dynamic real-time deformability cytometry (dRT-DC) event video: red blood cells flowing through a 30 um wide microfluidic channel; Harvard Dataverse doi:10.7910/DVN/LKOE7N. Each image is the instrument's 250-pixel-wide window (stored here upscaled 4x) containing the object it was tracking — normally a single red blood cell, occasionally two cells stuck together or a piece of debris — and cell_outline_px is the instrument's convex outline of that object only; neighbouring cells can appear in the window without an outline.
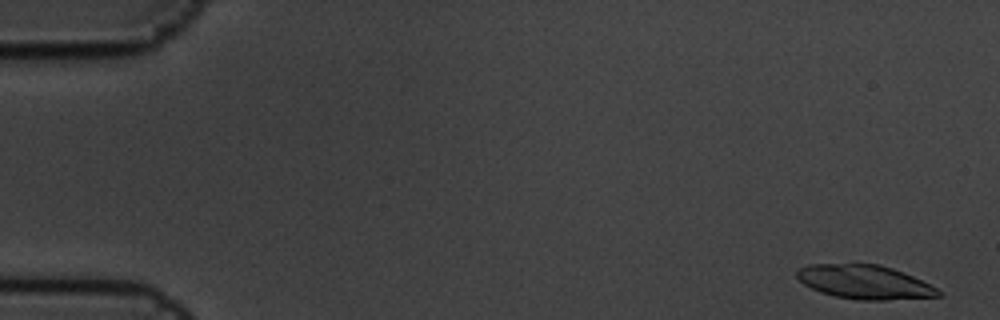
{"species": "common noctule bat (a hibernating species)", "species_latin": "Nyctalus noctula", "temperature_condition": "cold", "stored_images_in_passage": 5, "camera_frame_rate_fps": 3000, "um_per_image_px": 0.085, "animal": {"sex": "male", "body_mass_g": 19.5, "forearm_length_mm": 54.6}, "frame": {"image": 1, "passage_image": 1, "time_ms": 0.0, "image_size_px": [1000, 320], "cell_outline_px": [[940, 296], [888, 300], [856, 300], [832, 296], [820, 292], [804, 284], [796, 276], [796, 268], [808, 264], [856, 260], [880, 264], [904, 272], [936, 288], [940, 292]], "centroid_in_image_um": [73.39, 23.91], "position_along_channel_um": 11.6, "area_um2": 29.02}}